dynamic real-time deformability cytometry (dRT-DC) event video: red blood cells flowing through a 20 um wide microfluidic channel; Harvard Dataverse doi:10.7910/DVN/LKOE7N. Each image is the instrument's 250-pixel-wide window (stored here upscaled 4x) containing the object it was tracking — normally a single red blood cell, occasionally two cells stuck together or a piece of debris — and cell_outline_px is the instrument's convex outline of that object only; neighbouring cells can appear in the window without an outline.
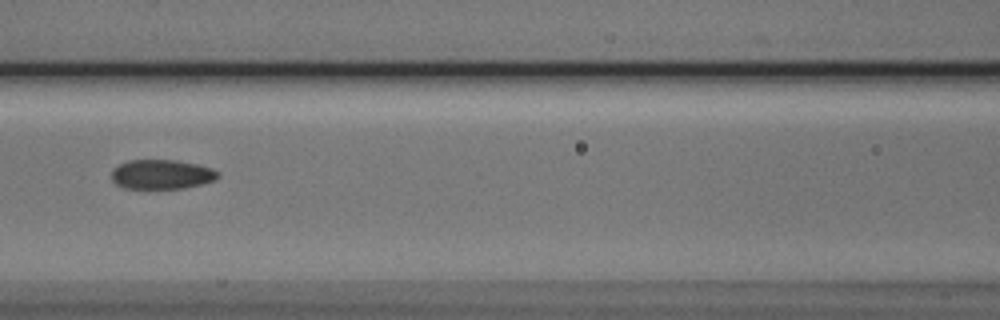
{"species": "Egyptian fruit bat (a non-hibernating species)", "species_latin": "Rousettus aegyptiacus", "temperature_condition": "cold", "stored_images_in_passage": 3, "camera_frame_rate_fps": 3000, "um_per_image_px": 0.085, "animal": {"sex": "male"}, "frame": {"image": 1, "passage_image": 3, "time_ms": 2.333, "image_size_px": [1000, 320], "cell_outline_px": [[220, 176], [216, 180], [204, 184], [184, 188], [124, 188], [116, 184], [112, 180], [112, 168], [128, 160], [176, 160], [196, 164], [212, 168], [220, 172]], "centroid_in_image_um": [13.77, 14.82], "position_along_channel_um": 152.8, "area_um2": 18.44}}